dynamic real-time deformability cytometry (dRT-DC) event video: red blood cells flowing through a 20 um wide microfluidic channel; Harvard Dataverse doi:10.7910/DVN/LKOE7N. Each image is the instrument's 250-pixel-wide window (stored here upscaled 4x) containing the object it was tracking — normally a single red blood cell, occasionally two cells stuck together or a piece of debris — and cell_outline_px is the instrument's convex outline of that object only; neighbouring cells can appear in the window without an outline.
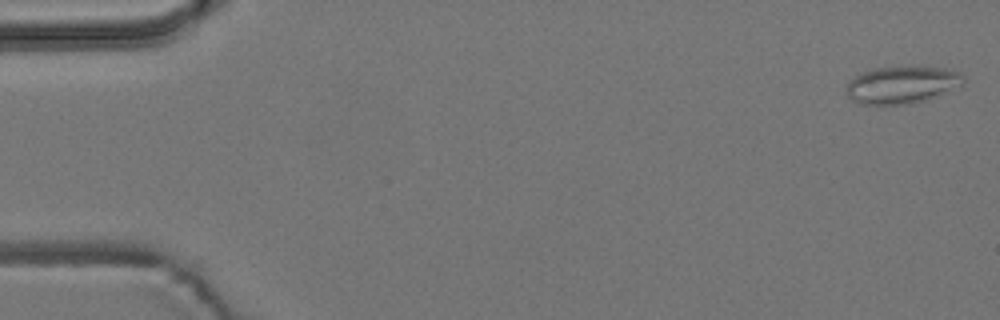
{"species": "common noctule bat (a hibernating species)", "species_latin": "Nyctalus noctula", "temperature_condition": "room temperature", "stored_images_in_passage": 6, "camera_frame_rate_fps": 3000, "um_per_image_px": 0.085, "animal": {"sex": "male", "body_mass_g": 19.2, "forearm_length_mm": 51.8}, "frame": {"image": 1, "passage_image": 1, "time_ms": 0.0, "image_size_px": [1000, 320], "cell_outline_px": [[964, 84], [924, 100], [908, 104], [860, 104], [852, 100], [848, 96], [848, 80], [872, 68], [944, 68], [956, 72], [964, 76]], "centroid_in_image_um": [76.63, 7.23], "position_along_channel_um": 8.4, "area_um2": 24.62}}
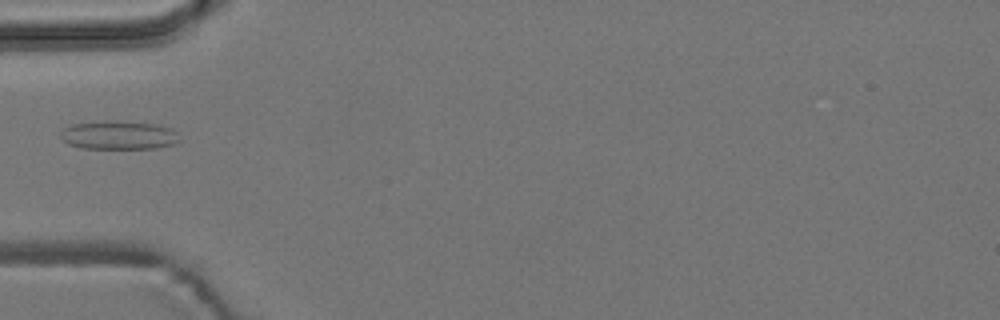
{"frame": {"image": 2, "passage_image": 6, "time_ms": 5.667, "image_size_px": [1000, 320], "cell_outline_px": [[180, 140], [172, 144], [156, 148], [80, 148], [68, 144], [60, 136], [60, 132], [64, 128], [72, 124], [104, 120], [116, 120], [156, 124], [172, 128], [176, 132]], "centroid_in_image_um": [10.07, 11.47], "position_along_channel_um": 74.9, "area_um2": 19.94}}